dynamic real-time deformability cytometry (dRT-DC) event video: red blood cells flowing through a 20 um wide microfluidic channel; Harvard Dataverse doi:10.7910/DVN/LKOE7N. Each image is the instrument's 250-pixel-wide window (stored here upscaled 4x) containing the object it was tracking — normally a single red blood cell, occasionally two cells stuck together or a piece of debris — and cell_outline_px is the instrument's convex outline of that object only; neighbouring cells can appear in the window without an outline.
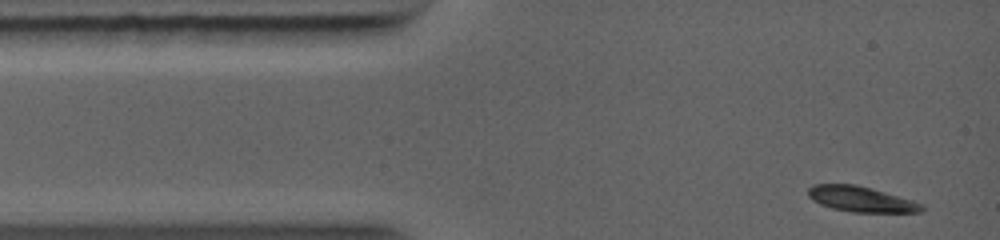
{"species": "common noctule bat (a hibernating species)", "species_latin": "Nyctalus noctula", "temperature_condition": "warm", "stored_images_in_passage": 11, "camera_frame_rate_fps": 5000, "um_per_image_px": 0.085, "animal": {"sex": "female", "body_mass_g": 19.0, "forearm_length_mm": 56.7}, "frame": {"image": 1, "passage_image": 1, "time_ms": 0.0, "image_size_px": [1000, 240], "cell_outline_px": [[924, 212], [852, 212], [832, 208], [820, 204], [812, 200], [808, 196], [808, 188], [812, 184], [856, 184], [912, 200], [920, 204], [924, 208]], "centroid_in_image_um": [73.14, 16.92], "position_along_channel_um": 11.9, "area_um2": 16.7}}
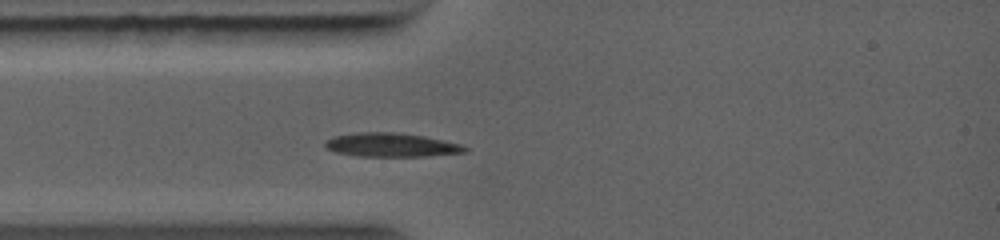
{"frame": {"image": 2, "passage_image": 9, "time_ms": 2.0, "image_size_px": [1000, 240], "cell_outline_px": [[468, 152], [428, 156], [356, 156], [336, 152], [324, 148], [324, 144], [328, 140], [336, 136], [360, 132], [396, 132], [424, 136], [460, 144], [468, 148]], "centroid_in_image_um": [33.27, 12.32], "position_along_channel_um": 51.7, "area_um2": 19.31}}